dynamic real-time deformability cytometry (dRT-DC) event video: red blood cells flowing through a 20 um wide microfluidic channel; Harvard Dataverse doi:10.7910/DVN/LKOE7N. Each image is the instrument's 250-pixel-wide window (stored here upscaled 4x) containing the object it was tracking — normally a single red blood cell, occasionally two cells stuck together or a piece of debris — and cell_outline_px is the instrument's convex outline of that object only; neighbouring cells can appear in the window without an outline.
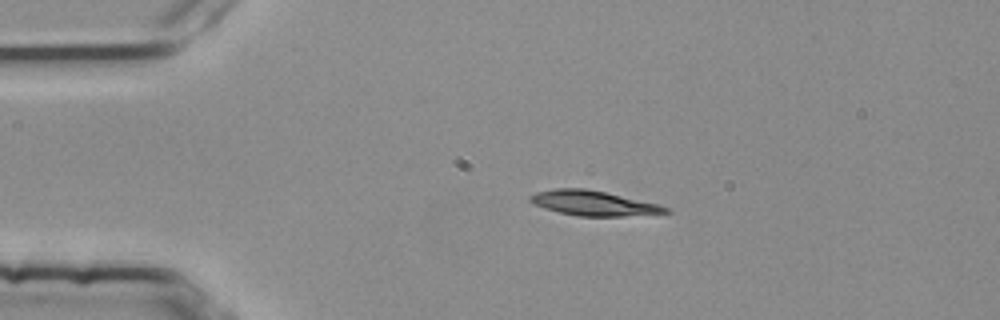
{"species": "common noctule bat (a hibernating species)", "species_latin": "Nyctalus noctula", "temperature_condition": "room temperature", "stored_images_in_passage": 2, "camera_frame_rate_fps": 3000, "um_per_image_px": 0.085, "animal": {"sex": "female", "body_mass_g": 25.1}, "frame": {"image": 1, "passage_image": 1, "time_ms": 0.0, "image_size_px": [1000, 320], "cell_outline_px": [[672, 212], [624, 216], [580, 216], [560, 212], [544, 208], [528, 200], [528, 196], [536, 192], [556, 188], [584, 188], [604, 192], [660, 204], [672, 208]], "centroid_in_image_um": [50.48, 17.27], "position_along_channel_um": 34.5, "area_um2": 19.54}}
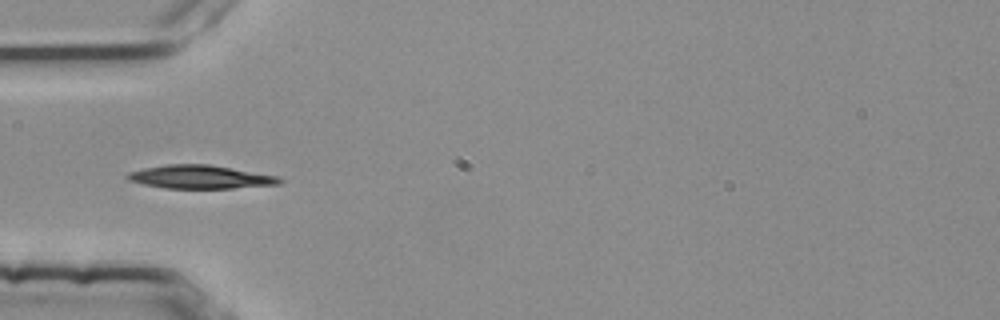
{"frame": {"image": 2, "passage_image": 2, "time_ms": 0.333, "image_size_px": [1000, 320], "cell_outline_px": [[284, 180], [280, 184], [232, 188], [164, 188], [144, 184], [128, 180], [124, 176], [128, 172], [144, 168], [168, 164], [208, 164], [276, 176]], "centroid_in_image_um": [16.98, 15.04], "position_along_channel_um": 68.0, "area_um2": 20.52}}